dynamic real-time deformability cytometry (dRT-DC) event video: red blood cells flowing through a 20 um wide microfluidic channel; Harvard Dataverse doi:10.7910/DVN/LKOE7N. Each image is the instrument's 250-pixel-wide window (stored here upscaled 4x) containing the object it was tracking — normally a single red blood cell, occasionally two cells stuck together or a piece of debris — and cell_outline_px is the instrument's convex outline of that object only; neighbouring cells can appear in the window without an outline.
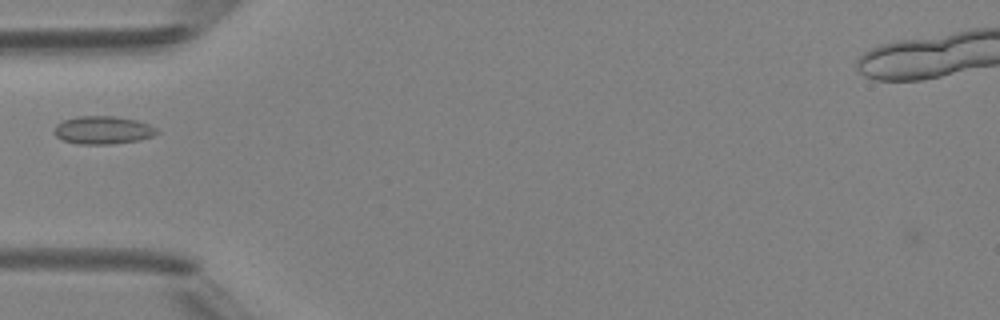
{"species": "Egyptian fruit bat (a non-hibernating species)", "species_latin": "Rousettus aegyptiacus", "temperature_condition": "room temperature", "stored_images_in_passage": 2, "camera_frame_rate_fps": 3000, "um_per_image_px": 0.085, "animal": {"sex": "female"}, "frame": {"image": 1, "passage_image": 2, "time_ms": 1.333, "image_size_px": [1000, 320], "cell_outline_px": [[160, 132], [152, 136], [140, 140], [112, 144], [80, 144], [60, 140], [52, 132], [56, 124], [64, 120], [76, 116], [112, 116], [136, 120], [148, 124], [156, 128]], "centroid_in_image_um": [8.71, 11.06], "position_along_channel_um": 76.3, "area_um2": 16.88}}